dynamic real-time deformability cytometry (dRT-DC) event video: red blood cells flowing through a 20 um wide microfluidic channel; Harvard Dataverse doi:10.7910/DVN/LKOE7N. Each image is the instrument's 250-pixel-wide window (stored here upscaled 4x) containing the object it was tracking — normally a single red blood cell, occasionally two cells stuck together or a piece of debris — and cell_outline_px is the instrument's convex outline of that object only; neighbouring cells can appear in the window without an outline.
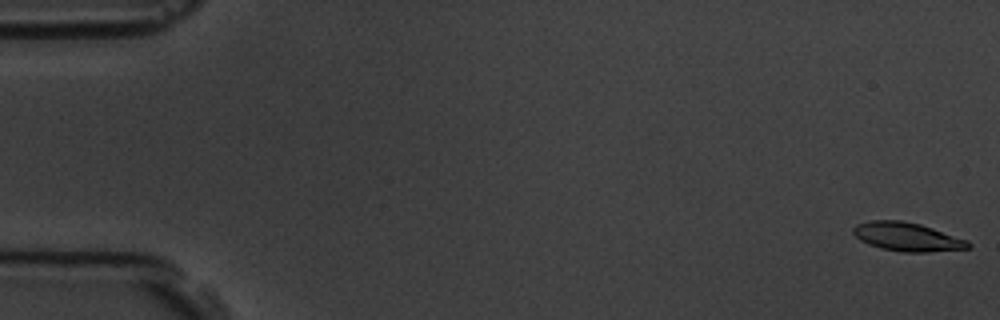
{"species": "common noctule bat (a hibernating species)", "species_latin": "Nyctalus noctula", "temperature_condition": "room temperature", "stored_images_in_passage": 4, "camera_frame_rate_fps": 3000, "um_per_image_px": 0.085, "animal": {"sex": "male", "body_mass_g": 19.5, "forearm_length_mm": 54.6}, "frame": {"image": 1, "passage_image": 1, "time_ms": 0.0, "image_size_px": [1000, 320], "cell_outline_px": [[972, 248], [928, 252], [904, 252], [880, 248], [868, 244], [860, 240], [852, 232], [852, 228], [856, 224], [868, 220], [900, 220], [920, 224], [968, 240], [972, 244]], "centroid_in_image_um": [77.11, 20.13], "position_along_channel_um": 7.9, "area_um2": 19.31}}